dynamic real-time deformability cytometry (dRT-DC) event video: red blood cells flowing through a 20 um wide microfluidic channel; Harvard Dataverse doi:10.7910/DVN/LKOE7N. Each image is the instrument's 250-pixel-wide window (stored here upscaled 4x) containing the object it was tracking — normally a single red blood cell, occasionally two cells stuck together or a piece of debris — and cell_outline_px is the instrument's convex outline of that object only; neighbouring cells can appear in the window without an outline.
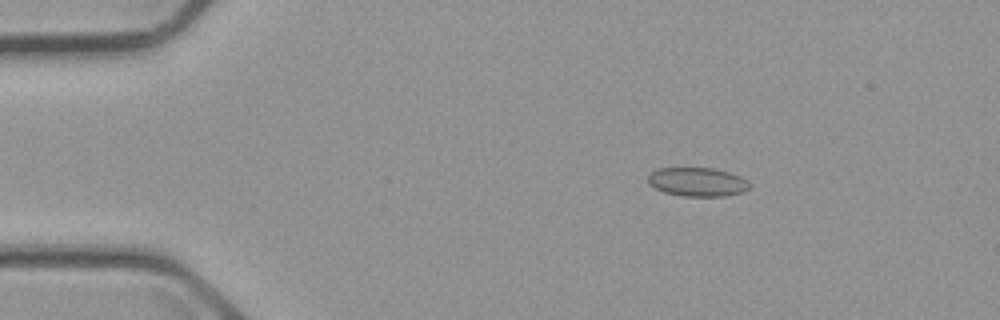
{"species": "common noctule bat (a hibernating species)", "species_latin": "Nyctalus noctula", "temperature_condition": "cold", "stored_images_in_passage": 57, "camera_frame_rate_fps": 3000, "um_per_image_px": 0.085, "animal": {"sex": "male", "body_mass_g": 23.1, "forearm_length_mm": 52.7}, "frame": {"image": 1, "passage_image": 10, "time_ms": 3.0, "image_size_px": [1000, 320], "cell_outline_px": [[748, 188], [744, 192], [724, 196], [684, 196], [664, 192], [648, 184], [648, 176], [652, 172], [660, 168], [712, 168], [728, 172], [740, 176], [748, 184]], "centroid_in_image_um": [59.25, 15.47], "position_along_channel_um": 25.7, "area_um2": 16.82}}
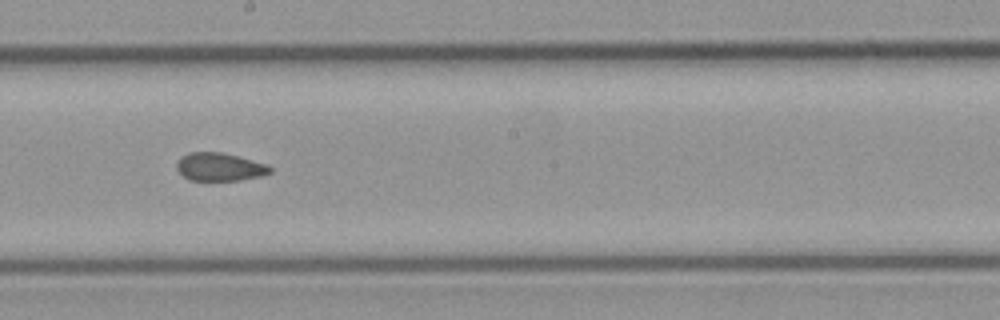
{"frame": {"image": 2, "passage_image": 32, "time_ms": 10.333, "image_size_px": [1000, 320], "cell_outline_px": [[272, 172], [260, 176], [240, 180], [188, 180], [176, 168], [176, 164], [180, 156], [188, 152], [220, 152], [268, 164], [272, 168]], "centroid_in_image_um": [18.65, 14.18], "position_along_channel_um": 229.5, "area_um2": 15.26}}
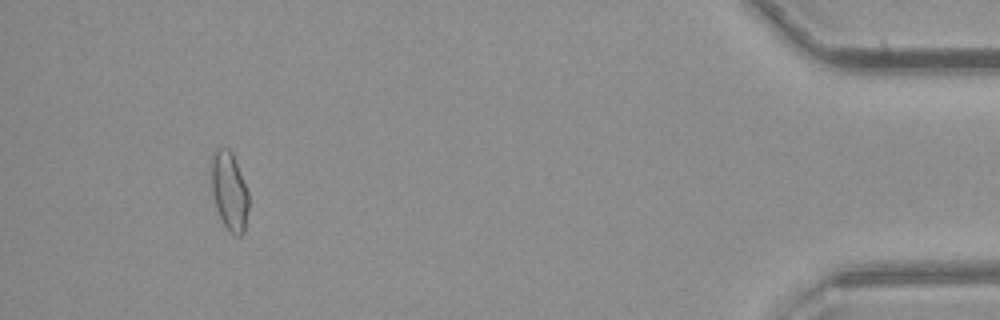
{"frame": {"image": 3, "passage_image": 53, "time_ms": 17.333, "image_size_px": [1000, 320], "cell_outline_px": [[248, 208], [244, 232], [240, 236], [236, 236], [228, 232], [216, 208], [212, 196], [208, 164], [212, 152], [216, 148], [228, 148], [232, 152], [248, 192]], "centroid_in_image_um": [19.43, 16.2], "position_along_channel_um": 415.8, "area_um2": 17.63}, "authors_computed_cell_mechanics": {"area_um2": 16.5886, "velocity_mm_per_s": 3.6761, "shape_relaxation_time_tau1_ms": null, "shape_relaxation_time_tau2_ms": 1.9771, "deformation_change_tau1": null, "deformation_change_tau2": 0.0609}}